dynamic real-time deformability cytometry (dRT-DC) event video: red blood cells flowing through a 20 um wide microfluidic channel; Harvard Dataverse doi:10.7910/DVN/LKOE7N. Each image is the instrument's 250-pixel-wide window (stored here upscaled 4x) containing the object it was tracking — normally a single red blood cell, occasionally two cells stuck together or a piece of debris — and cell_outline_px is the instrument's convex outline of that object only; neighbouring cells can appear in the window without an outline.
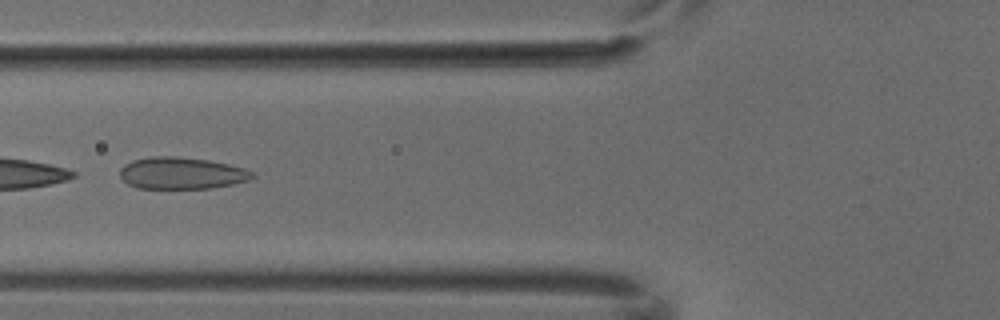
{"species": "common noctule bat (a hibernating species)", "species_latin": "Nyctalus noctula", "temperature_condition": "cold", "stored_images_in_passage": 3, "camera_frame_rate_fps": 3000, "um_per_image_px": 0.085, "animal": {"sex": "male", "body_mass_g": 18.8}, "frame": {"image": 1, "passage_image": 3, "time_ms": 0.667, "image_size_px": [1000, 320], "cell_outline_px": [[256, 176], [248, 180], [232, 184], [212, 188], [136, 188], [128, 184], [120, 176], [120, 168], [124, 164], [132, 160], [152, 156], [176, 156], [208, 160], [228, 164], [244, 168], [252, 172]], "centroid_in_image_um": [15.41, 14.71], "position_along_channel_um": 110.4, "area_um2": 24.57}}